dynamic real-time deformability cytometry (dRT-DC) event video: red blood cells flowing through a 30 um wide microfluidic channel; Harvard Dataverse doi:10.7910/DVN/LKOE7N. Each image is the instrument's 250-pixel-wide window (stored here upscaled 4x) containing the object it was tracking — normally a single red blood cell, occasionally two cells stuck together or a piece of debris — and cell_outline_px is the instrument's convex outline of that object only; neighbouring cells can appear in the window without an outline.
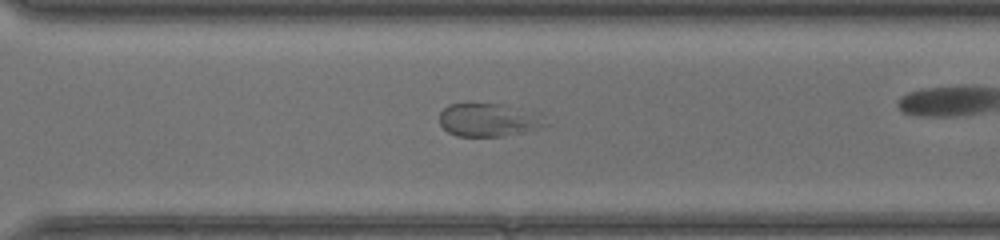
{"species": "common noctule bat (a hibernating species)", "species_latin": "Nyctalus noctula", "temperature_condition": "warm", "stored_images_in_passage": 32, "camera_frame_rate_fps": 3000, "um_per_image_px": 0.085, "animal": {"sex": "female", "body_mass_g": 17.0, "forearm_length_mm": 48.0}, "frame": {"image": 1, "passage_image": 28, "time_ms": 9.0, "image_size_px": [1000, 240], "cell_outline_px": [[552, 124], [544, 128], [504, 136], [456, 136], [448, 132], [440, 124], [440, 112], [448, 104], [496, 104]], "centroid_in_image_um": [41.37, 10.25], "position_along_channel_um": 329.2, "area_um2": 19.31}}